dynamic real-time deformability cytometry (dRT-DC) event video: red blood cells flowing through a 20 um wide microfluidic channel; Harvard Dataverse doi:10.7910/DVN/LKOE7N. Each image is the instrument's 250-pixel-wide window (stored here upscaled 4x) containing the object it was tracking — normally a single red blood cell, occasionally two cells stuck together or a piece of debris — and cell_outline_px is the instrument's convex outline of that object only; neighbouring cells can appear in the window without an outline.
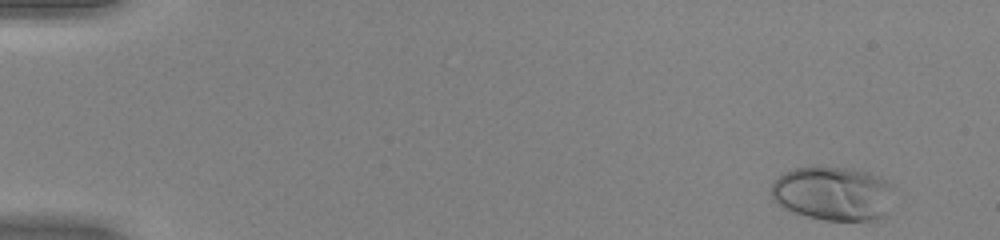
{"species": "human", "species_latin": "Homo sapiens", "temperature_condition": "warm", "stored_images_in_passage": 50, "camera_frame_rate_fps": 3000, "um_per_image_px": 0.085, "donor": {"sex": "female"}, "frame": {"image": 1, "passage_image": 2, "time_ms": 0.333, "image_size_px": [1000, 240], "cell_outline_px": [[892, 188], [884, 216], [872, 220], [824, 220], [792, 212], [776, 204], [772, 200], [772, 184], [784, 172], [796, 168], [812, 164], [820, 164], [852, 168], [868, 172], [880, 176], [892, 184]], "centroid_in_image_um": [70.76, 16.4], "position_along_channel_um": 14.2, "area_um2": 39.13}}
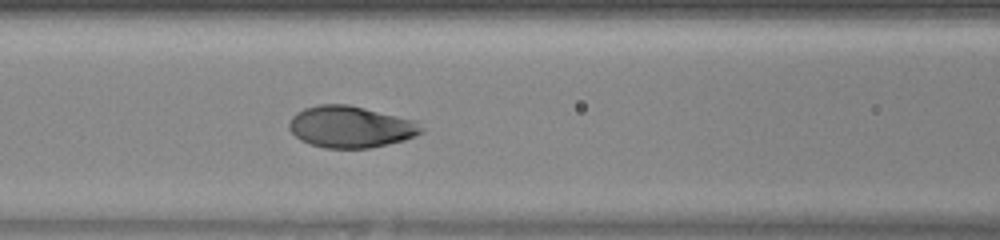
{"frame": {"image": 2, "passage_image": 22, "time_ms": 7.0, "image_size_px": [1000, 240], "cell_outline_px": [[424, 132], [416, 136], [404, 140], [368, 148], [324, 148], [300, 140], [288, 128], [288, 124], [292, 116], [296, 112], [304, 108], [320, 104], [348, 104], [416, 120], [424, 128]], "centroid_in_image_um": [29.81, 10.77], "position_along_channel_um": 136.8, "area_um2": 32.19}}
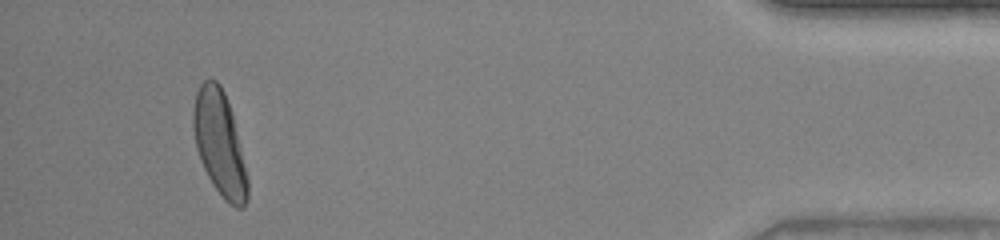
{"frame": {"image": 3, "passage_image": 47, "time_ms": 15.333, "image_size_px": [1000, 240], "cell_outline_px": [[248, 200], [244, 208], [236, 208], [224, 200], [212, 184], [200, 160], [196, 148], [192, 128], [192, 112], [196, 92], [200, 84], [208, 76], [216, 80], [220, 84], [224, 92], [232, 112], [248, 176]], "centroid_in_image_um": [18.66, 12.18], "position_along_channel_um": 416.5, "area_um2": 33.52}, "authors_computed_cell_mechanics": {"area_um2": 32.079, "velocity_mm_per_s": 4.0852, "shape_relaxation_time_tau1_ms": 2.2975, "shape_relaxation_time_tau2_ms": null, "deformation_change_tau1": 0.1762, "deformation_change_tau2": null}}